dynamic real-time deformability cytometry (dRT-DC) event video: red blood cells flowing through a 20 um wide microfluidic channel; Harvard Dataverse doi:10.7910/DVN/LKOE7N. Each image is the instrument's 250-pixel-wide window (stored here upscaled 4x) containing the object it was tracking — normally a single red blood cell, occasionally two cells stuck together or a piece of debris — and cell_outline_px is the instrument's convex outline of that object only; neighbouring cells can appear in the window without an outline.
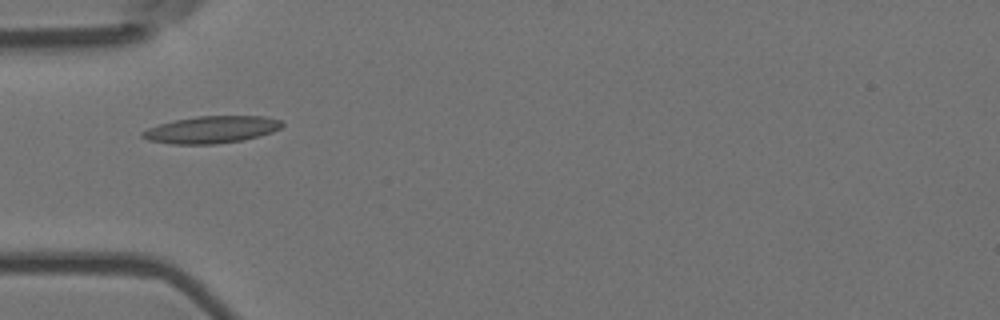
{"species": "Egyptian fruit bat (a non-hibernating species)", "species_latin": "Rousettus aegyptiacus", "temperature_condition": "room temperature", "stored_images_in_passage": 6, "camera_frame_rate_fps": 3000, "um_per_image_px": 0.085, "animal": {"sex": "female"}, "frame": {"image": 1, "passage_image": 1, "time_ms": 0.0, "image_size_px": [1000, 320], "cell_outline_px": [[284, 124], [280, 128], [272, 132], [240, 140], [216, 144], [172, 144], [148, 140], [140, 136], [140, 132], [148, 128], [160, 124], [176, 120], [196, 116], [264, 116], [280, 120]], "centroid_in_image_um": [17.94, 11.01], "position_along_channel_um": 67.1, "area_um2": 21.85}}
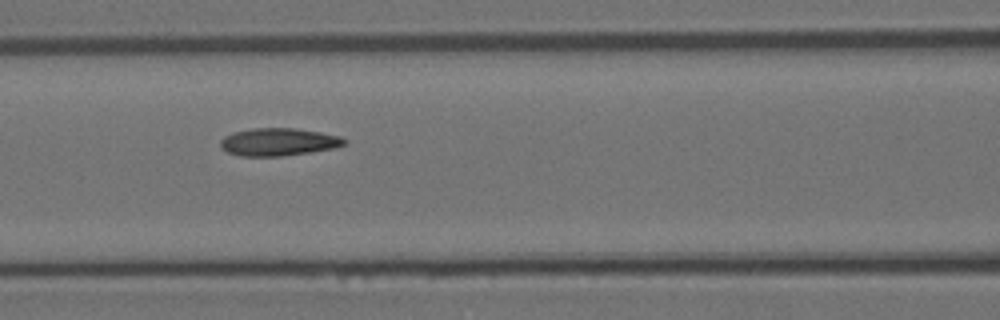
{"frame": {"image": 2, "passage_image": 3, "time_ms": 0.667, "image_size_px": [1000, 320], "cell_outline_px": [[348, 144], [332, 148], [308, 152], [280, 156], [240, 156], [228, 152], [220, 148], [220, 140], [224, 136], [232, 132], [252, 128], [292, 128], [320, 132], [340, 136], [348, 140]], "centroid_in_image_um": [23.65, 12.06], "position_along_channel_um": 143.0, "area_um2": 20.0}}
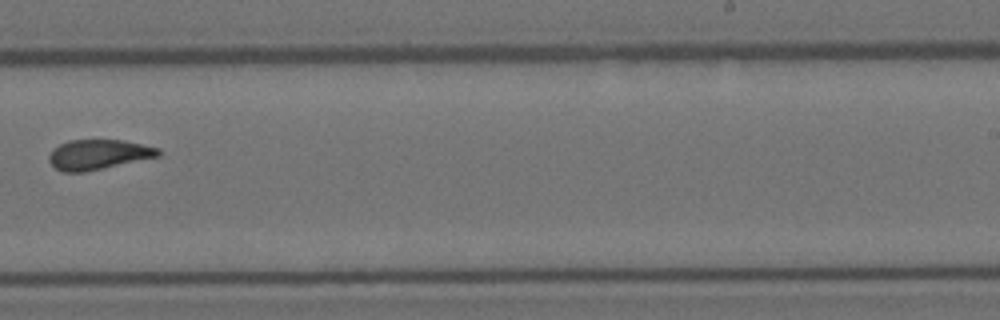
{"frame": {"image": 3, "passage_image": 6, "time_ms": 1.667, "image_size_px": [1000, 320], "cell_outline_px": [[160, 156], [84, 172], [60, 172], [48, 160], [48, 156], [52, 148], [68, 140], [124, 140], [160, 148]], "centroid_in_image_um": [8.34, 13.13], "position_along_channel_um": 280.7, "area_um2": 19.13}}